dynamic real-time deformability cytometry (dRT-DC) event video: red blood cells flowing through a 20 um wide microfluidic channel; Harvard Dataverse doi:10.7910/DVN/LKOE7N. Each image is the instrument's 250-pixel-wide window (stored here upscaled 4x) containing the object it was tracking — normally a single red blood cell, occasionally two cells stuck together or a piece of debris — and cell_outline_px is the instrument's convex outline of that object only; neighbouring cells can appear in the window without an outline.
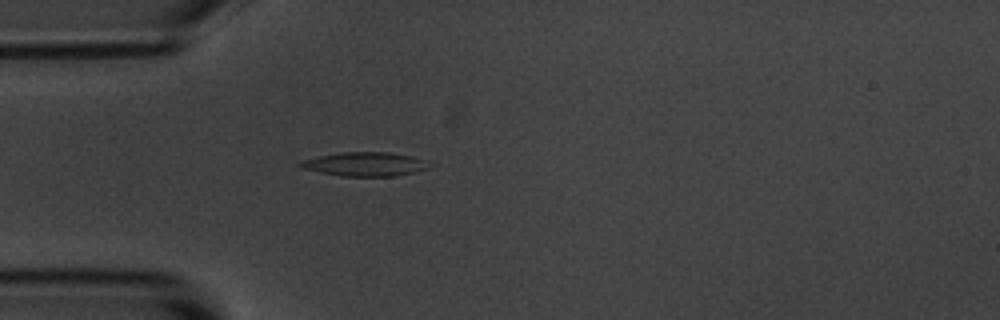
{"species": "common noctule bat (a hibernating species)", "species_latin": "Nyctalus noctula", "temperature_condition": "room temperature", "stored_images_in_passage": 38, "camera_frame_rate_fps": 3000, "um_per_image_px": 0.085, "animal": {"sex": "male", "body_mass_g": 20.1, "forearm_length_mm": 53.5}, "frame": {"image": 1, "passage_image": 6, "time_ms": 1.667, "image_size_px": [1000, 320], "cell_outline_px": [[428, 168], [396, 176], [344, 176], [320, 172], [300, 168], [296, 164], [304, 160], [320, 156], [340, 152], [388, 152], [412, 156], [424, 160]], "centroid_in_image_um": [30.96, 13.95], "position_along_channel_um": 54.0, "area_um2": 17.69}}
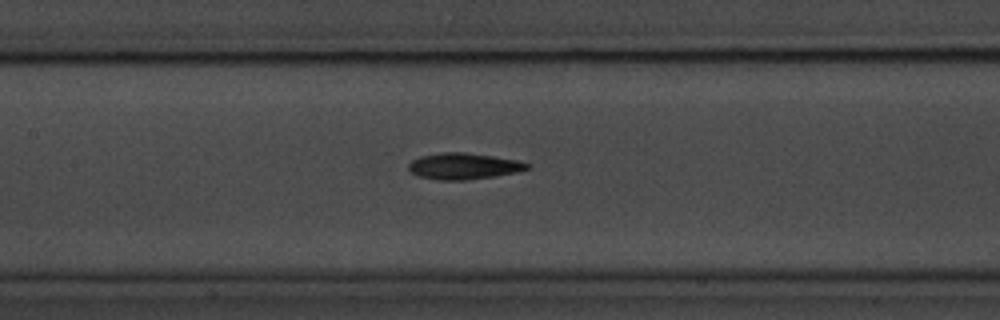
{"frame": {"image": 2, "passage_image": 16, "time_ms": 5.0, "image_size_px": [1000, 320], "cell_outline_px": [[528, 168], [516, 172], [496, 176], [468, 180], [440, 180], [420, 176], [412, 172], [408, 168], [408, 164], [412, 160], [420, 156], [440, 152], [464, 152], [492, 156], [516, 160], [528, 164]], "centroid_in_image_um": [39.37, 14.12], "position_along_channel_um": 168.0, "area_um2": 17.98}}
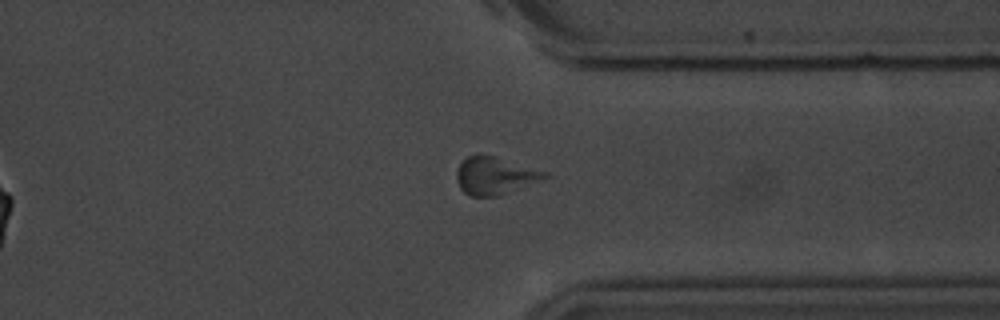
{"frame": {"image": 3, "passage_image": 33, "time_ms": 10.667, "image_size_px": [1000, 320], "cell_outline_px": [[552, 176], [496, 196], [468, 196], [460, 188], [456, 180], [456, 172], [460, 164], [468, 156], [476, 152], [492, 156], [548, 172]], "centroid_in_image_um": [42.03, 14.92], "position_along_channel_um": 369.4, "area_um2": 19.13}, "authors_computed_cell_mechanics": {"area_um2": 17.7157, "velocity_mm_per_s": 3.5819, "shape_relaxation_time_tau1_ms": 2.8372, "shape_relaxation_time_tau2_ms": 5.4083, "deformation_change_tau1": 0.092, "deformation_change_tau2": 0.1476}}